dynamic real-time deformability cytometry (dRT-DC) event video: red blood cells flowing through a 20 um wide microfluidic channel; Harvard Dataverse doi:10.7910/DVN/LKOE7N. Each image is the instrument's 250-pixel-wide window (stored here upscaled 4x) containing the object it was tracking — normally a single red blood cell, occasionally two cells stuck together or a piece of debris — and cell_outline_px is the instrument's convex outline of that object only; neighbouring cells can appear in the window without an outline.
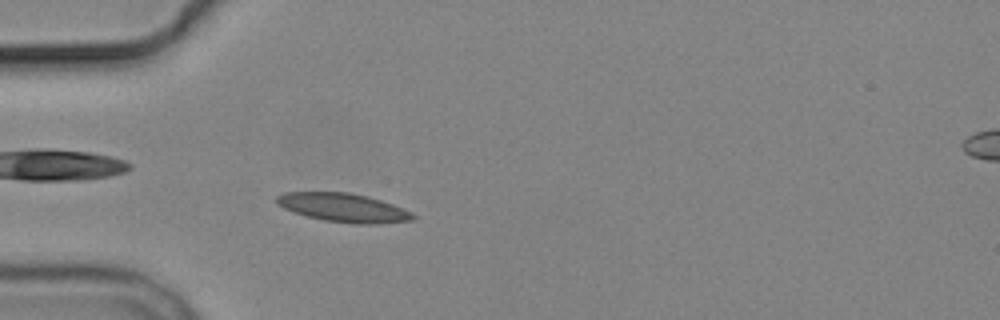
{"species": "common noctule bat (a hibernating species)", "species_latin": "Nyctalus noctula", "temperature_condition": "cold", "stored_images_in_passage": 5, "camera_frame_rate_fps": 3000, "um_per_image_px": 0.085, "animal": {"sex": "male", "body_mass_g": 19.2, "forearm_length_mm": 51.8}, "frame": {"image": 1, "passage_image": 5, "time_ms": 4.667, "image_size_px": [1000, 320], "cell_outline_px": [[416, 216], [412, 220], [376, 224], [352, 224], [324, 220], [292, 212], [276, 204], [276, 196], [284, 192], [348, 192], [368, 196], [392, 204], [412, 212]], "centroid_in_image_um": [29.17, 17.65], "position_along_channel_um": 55.8, "area_um2": 22.83}}